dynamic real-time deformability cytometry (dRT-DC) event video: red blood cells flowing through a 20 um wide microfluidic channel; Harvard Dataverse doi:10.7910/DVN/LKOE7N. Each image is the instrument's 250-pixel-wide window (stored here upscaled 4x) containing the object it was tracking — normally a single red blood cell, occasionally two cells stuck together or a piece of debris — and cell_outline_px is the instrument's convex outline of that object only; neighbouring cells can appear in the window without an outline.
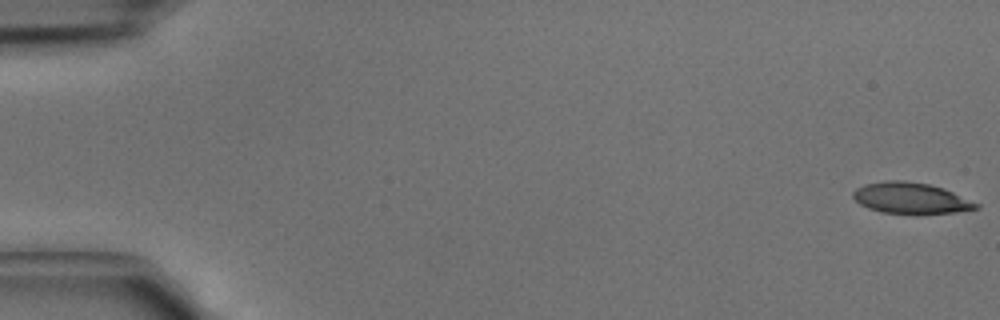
{"species": "common noctule bat (a hibernating species)", "species_latin": "Nyctalus noctula", "temperature_condition": "cold", "stored_images_in_passage": 43, "camera_frame_rate_fps": 3000, "um_per_image_px": 0.085, "animal": {"sex": "male", "body_mass_g": 15.6}, "frame": {"image": 1, "passage_image": 1, "time_ms": 0.0, "image_size_px": [1000, 320], "cell_outline_px": [[980, 208], [956, 212], [880, 212], [868, 208], [860, 204], [852, 196], [852, 192], [856, 188], [864, 184], [888, 180], [904, 180], [928, 184], [944, 188], [980, 204]], "centroid_in_image_um": [77.4, 16.81], "position_along_channel_um": 7.6, "area_um2": 21.85}}
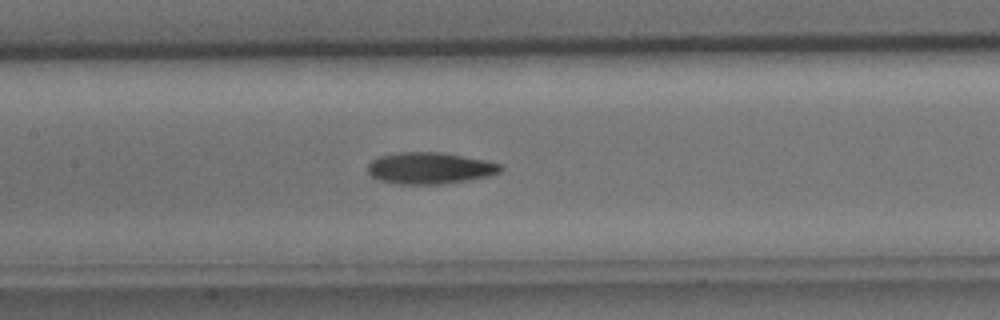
{"frame": {"image": 2, "passage_image": 21, "time_ms": 6.667, "image_size_px": [1000, 320], "cell_outline_px": [[504, 168], [500, 172], [488, 176], [468, 180], [440, 184], [400, 184], [380, 180], [372, 176], [368, 172], [368, 164], [372, 160], [380, 156], [400, 152], [440, 152], [484, 160], [504, 164]], "centroid_in_image_um": [36.56, 14.29], "position_along_channel_um": 170.8, "area_um2": 24.33}}
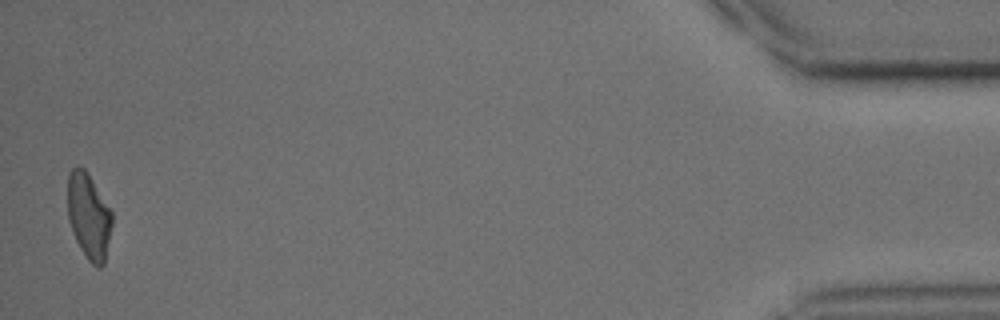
{"frame": {"image": 3, "passage_image": 43, "time_ms": 14.0, "image_size_px": [1000, 320], "cell_outline_px": [[112, 224], [104, 264], [100, 268], [96, 268], [88, 260], [80, 248], [72, 232], [68, 220], [68, 172], [76, 164], [84, 168], [88, 172], [112, 212]], "centroid_in_image_um": [7.53, 18.35], "position_along_channel_um": 427.7, "area_um2": 22.37}}